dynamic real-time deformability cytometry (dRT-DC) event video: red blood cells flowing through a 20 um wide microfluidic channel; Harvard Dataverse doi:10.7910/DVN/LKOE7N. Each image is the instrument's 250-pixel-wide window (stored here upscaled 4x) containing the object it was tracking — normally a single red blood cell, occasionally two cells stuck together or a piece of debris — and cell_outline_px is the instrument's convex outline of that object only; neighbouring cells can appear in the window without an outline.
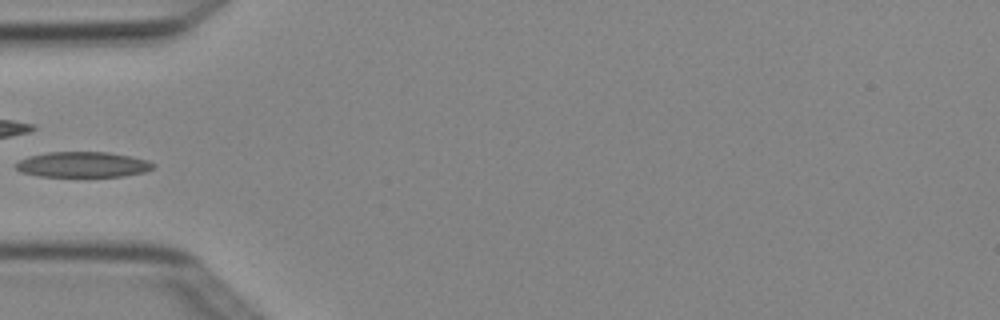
{"species": "Egyptian fruit bat (a non-hibernating species)", "species_latin": "Rousettus aegyptiacus", "temperature_condition": "cold", "stored_images_in_passage": 5, "camera_frame_rate_fps": 3000, "um_per_image_px": 0.085, "animal": {"sex": "female"}, "frame": {"image": 1, "passage_image": 5, "time_ms": 1.333, "image_size_px": [1000, 320], "cell_outline_px": [[156, 164], [152, 168], [144, 172], [124, 176], [40, 176], [20, 172], [16, 168], [16, 164], [20, 160], [28, 156], [48, 152], [108, 152], [148, 160]], "centroid_in_image_um": [7.03, 13.98], "position_along_channel_um": 78.0, "area_um2": 20.23}}